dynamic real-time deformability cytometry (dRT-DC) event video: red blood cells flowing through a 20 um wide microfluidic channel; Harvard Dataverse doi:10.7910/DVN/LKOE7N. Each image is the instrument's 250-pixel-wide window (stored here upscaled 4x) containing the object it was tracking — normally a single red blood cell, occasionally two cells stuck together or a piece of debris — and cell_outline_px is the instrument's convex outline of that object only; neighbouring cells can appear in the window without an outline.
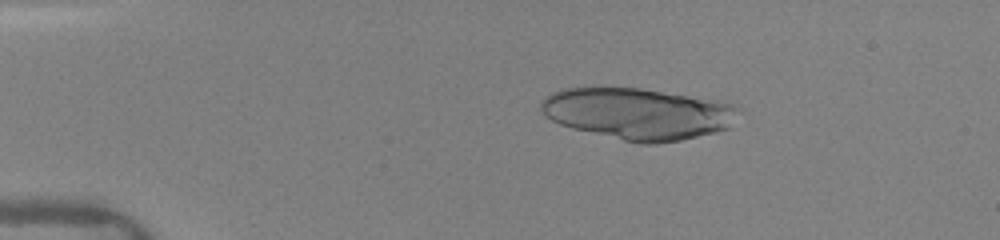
{"species": "human", "species_latin": "Homo sapiens", "temperature_condition": "warm", "stored_images_in_passage": 23, "camera_frame_rate_fps": 3000, "um_per_image_px": 0.085, "donor": {"sex": "female"}, "frame": {"image": 1, "passage_image": 7, "time_ms": 2.667, "image_size_px": [1000, 240], "cell_outline_px": [[740, 108], [728, 128], [716, 132], [680, 140], [656, 144], [640, 144], [572, 128], [560, 124], [552, 120], [540, 108], [540, 104], [552, 92], [560, 88], [592, 84], [596, 84], [640, 88], [716, 100], [732, 104]], "centroid_in_image_um": [54.16, 9.62], "position_along_channel_um": 30.8, "area_um2": 59.94}}